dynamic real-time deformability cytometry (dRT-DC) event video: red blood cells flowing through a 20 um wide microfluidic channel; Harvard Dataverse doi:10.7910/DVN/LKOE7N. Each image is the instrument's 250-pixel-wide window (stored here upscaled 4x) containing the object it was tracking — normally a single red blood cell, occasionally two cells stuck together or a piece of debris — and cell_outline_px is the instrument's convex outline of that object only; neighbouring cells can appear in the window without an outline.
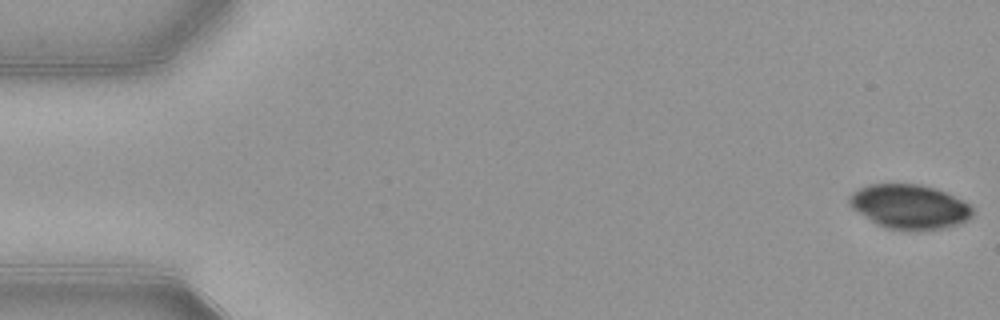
{"species": "common noctule bat (a hibernating species)", "species_latin": "Nyctalus noctula", "temperature_condition": "warm", "stored_images_in_passage": 53, "camera_frame_rate_fps": 3000, "um_per_image_px": 0.085, "animal": {"sex": "female", "body_mass_g": 21.9}, "frame": {"image": 1, "passage_image": 1, "time_ms": 0.0, "image_size_px": [1000, 320], "cell_outline_px": [[972, 216], [968, 220], [960, 224], [944, 228], [888, 228], [876, 224], [852, 208], [848, 200], [848, 196], [852, 192], [868, 184], [920, 184], [944, 192], [964, 200], [972, 208]], "centroid_in_image_um": [77.29, 17.54], "position_along_channel_um": 7.7, "area_um2": 31.27}}
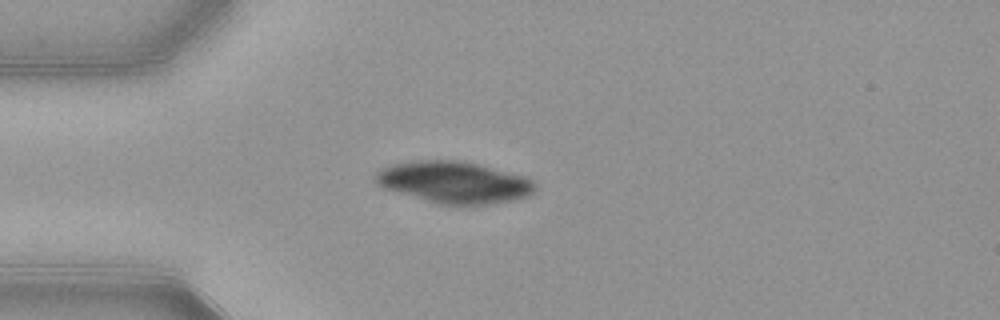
{"frame": {"image": 2, "passage_image": 14, "time_ms": 4.333, "image_size_px": [1000, 320], "cell_outline_px": [[536, 184], [532, 192], [528, 196], [512, 200], [492, 204], [440, 204], [384, 188], [376, 184], [372, 176], [380, 168], [392, 164], [416, 160], [460, 160], [480, 164], [524, 176], [532, 180]], "centroid_in_image_um": [38.56, 15.47], "position_along_channel_um": 46.4, "area_um2": 38.73}}
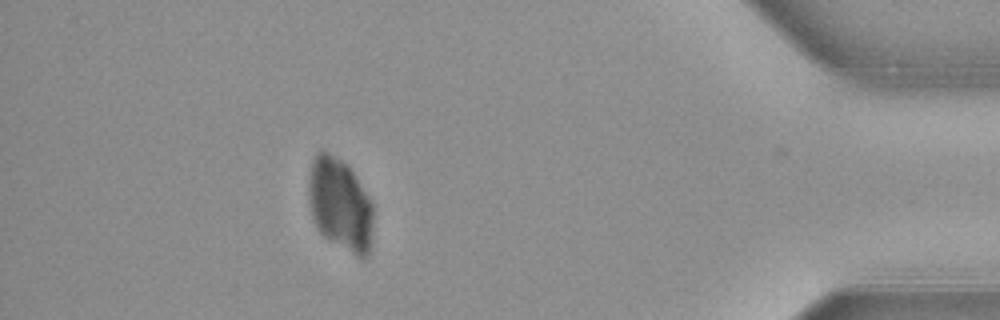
{"frame": {"image": 3, "passage_image": 47, "time_ms": 15.333, "image_size_px": [1000, 320], "cell_outline_px": [[372, 236], [368, 256], [356, 256], [324, 236], [316, 228], [312, 216], [308, 200], [308, 176], [312, 160], [316, 152], [320, 148], [328, 152], [340, 160], [352, 172], [372, 200]], "centroid_in_image_um": [28.88, 17.36], "position_along_channel_um": 406.3, "area_um2": 34.85}}